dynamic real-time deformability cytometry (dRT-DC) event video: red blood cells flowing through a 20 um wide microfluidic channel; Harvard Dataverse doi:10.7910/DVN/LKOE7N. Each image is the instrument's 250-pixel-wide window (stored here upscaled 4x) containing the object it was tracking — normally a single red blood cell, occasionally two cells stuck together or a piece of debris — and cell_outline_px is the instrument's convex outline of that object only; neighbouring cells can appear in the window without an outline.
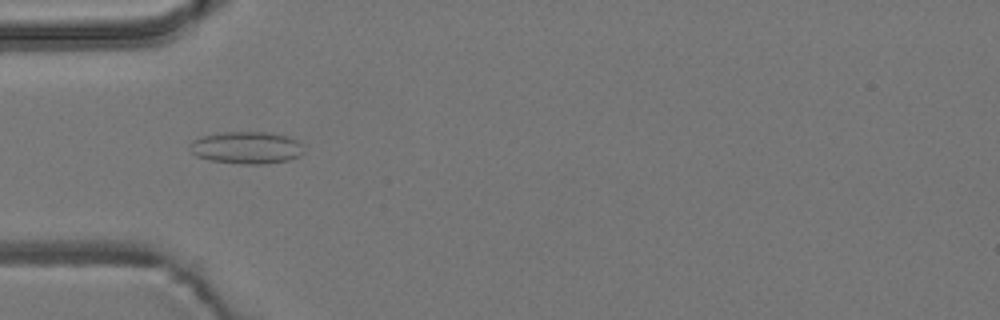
{"species": "common noctule bat (a hibernating species)", "species_latin": "Nyctalus noctula", "temperature_condition": "room temperature", "stored_images_in_passage": 1, "camera_frame_rate_fps": 3000, "um_per_image_px": 0.085, "animal": {"sex": "male", "body_mass_g": 19.2, "forearm_length_mm": 51.8}, "frame": {"image": 1, "passage_image": 1, "time_ms": 0.0, "image_size_px": [1000, 320], "cell_outline_px": [[304, 152], [300, 156], [288, 160], [268, 164], [240, 164], [212, 160], [196, 156], [188, 148], [188, 144], [192, 140], [204, 136], [220, 132], [268, 132], [288, 136], [296, 140], [300, 144]], "centroid_in_image_um": [20.94, 12.55], "position_along_channel_um": 64.1, "area_um2": 21.5}}